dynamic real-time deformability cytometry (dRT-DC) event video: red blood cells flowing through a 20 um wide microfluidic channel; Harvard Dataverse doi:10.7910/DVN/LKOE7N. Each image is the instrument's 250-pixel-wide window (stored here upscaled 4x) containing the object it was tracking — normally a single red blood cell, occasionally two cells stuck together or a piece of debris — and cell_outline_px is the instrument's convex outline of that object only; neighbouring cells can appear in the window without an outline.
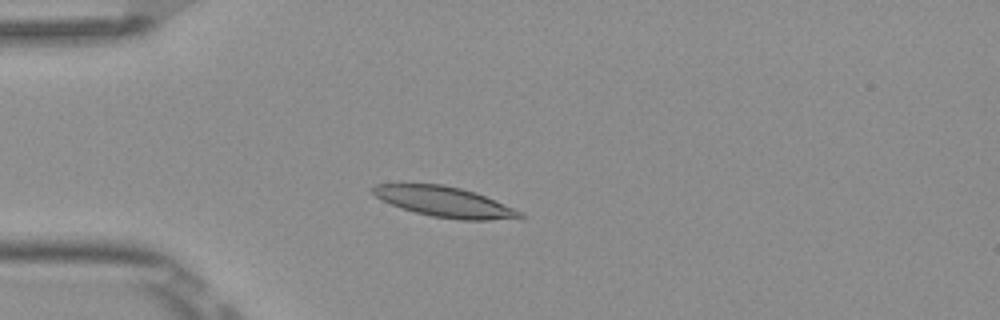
{"species": "Egyptian fruit bat (a non-hibernating species)", "species_latin": "Rousettus aegyptiacus", "temperature_condition": "room temperature", "stored_images_in_passage": 4, "camera_frame_rate_fps": 3000, "um_per_image_px": 0.085, "frame": {"image": 1, "passage_image": 4, "time_ms": 1.0, "image_size_px": [1000, 320], "cell_outline_px": [[524, 216], [488, 220], [460, 220], [432, 216], [416, 212], [380, 200], [372, 192], [372, 188], [376, 184], [444, 184], [476, 192], [512, 208], [520, 212]], "centroid_in_image_um": [37.73, 17.14], "position_along_channel_um": 47.3, "area_um2": 25.37}}